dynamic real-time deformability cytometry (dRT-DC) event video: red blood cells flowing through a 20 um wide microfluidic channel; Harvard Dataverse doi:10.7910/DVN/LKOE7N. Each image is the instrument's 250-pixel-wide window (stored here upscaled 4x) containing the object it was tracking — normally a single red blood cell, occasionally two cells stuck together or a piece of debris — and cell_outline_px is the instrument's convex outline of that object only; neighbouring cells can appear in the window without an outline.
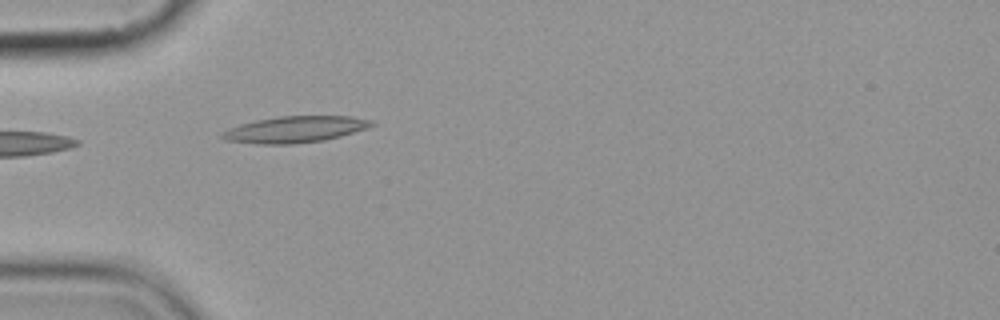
{"species": "common noctule bat (a hibernating species)", "species_latin": "Nyctalus noctula", "temperature_condition": "cold", "stored_images_in_passage": 6, "camera_frame_rate_fps": 3000, "um_per_image_px": 0.085, "animal": {"sex": "female", "body_mass_g": 19.9}, "frame": {"image": 1, "passage_image": 5, "time_ms": 4.667, "image_size_px": [1000, 320], "cell_outline_px": [[376, 124], [368, 128], [340, 136], [324, 140], [292, 144], [256, 144], [228, 140], [220, 136], [220, 132], [228, 128], [240, 124], [256, 120], [276, 116], [352, 116], [372, 120]], "centroid_in_image_um": [25.08, 10.99], "position_along_channel_um": 59.9, "area_um2": 23.06}}